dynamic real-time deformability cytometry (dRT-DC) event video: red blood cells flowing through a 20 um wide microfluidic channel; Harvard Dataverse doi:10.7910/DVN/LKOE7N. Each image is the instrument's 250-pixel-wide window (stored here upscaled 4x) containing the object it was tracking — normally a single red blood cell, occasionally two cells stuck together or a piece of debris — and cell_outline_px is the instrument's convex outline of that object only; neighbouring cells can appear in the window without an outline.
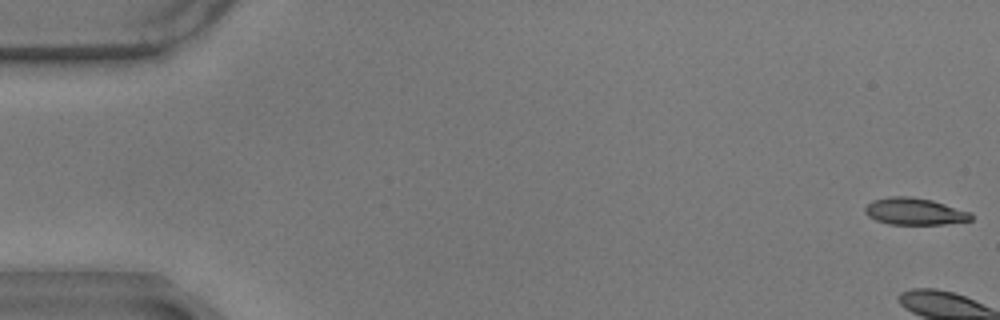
{"species": "common noctule bat (a hibernating species)", "species_latin": "Nyctalus noctula", "temperature_condition": "warm", "stored_images_in_passage": 5, "camera_frame_rate_fps": 3000, "um_per_image_px": 0.085, "animal": {"sex": "male", "body_mass_g": 17.9}, "frame": {"image": 1, "passage_image": 1, "time_ms": 0.0, "image_size_px": [1000, 320], "cell_outline_px": [[972, 220], [944, 224], [888, 224], [876, 220], [868, 216], [864, 212], [864, 208], [872, 200], [888, 196], [912, 196], [932, 200], [972, 212]], "centroid_in_image_um": [77.73, 17.96], "position_along_channel_um": 7.3, "area_um2": 16.76}}